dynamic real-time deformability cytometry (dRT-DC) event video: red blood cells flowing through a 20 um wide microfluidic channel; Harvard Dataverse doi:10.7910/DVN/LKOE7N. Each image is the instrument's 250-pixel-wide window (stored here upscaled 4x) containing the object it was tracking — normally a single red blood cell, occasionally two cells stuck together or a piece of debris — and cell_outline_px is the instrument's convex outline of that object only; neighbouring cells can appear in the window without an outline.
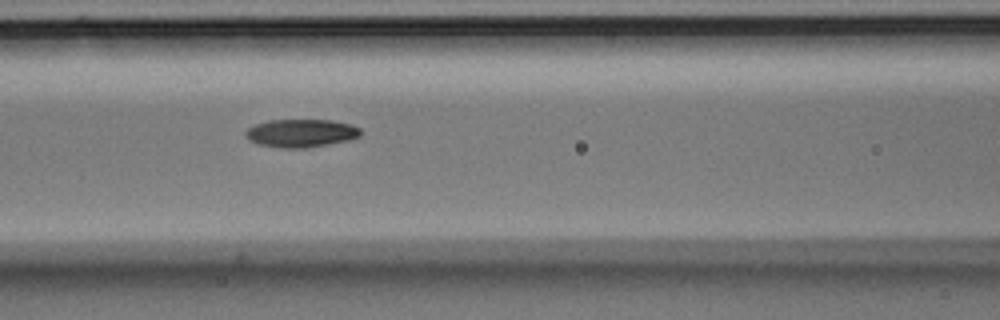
{"species": "Egyptian fruit bat (a non-hibernating species)", "species_latin": "Rousettus aegyptiacus", "temperature_condition": "room temperature", "stored_images_in_passage": 6, "camera_frame_rate_fps": 3000, "um_per_image_px": 0.085, "animal": {"sex": "male"}, "frame": {"image": 1, "passage_image": 6, "time_ms": 1.667, "image_size_px": [1000, 320], "cell_outline_px": [[360, 136], [348, 140], [308, 148], [280, 148], [260, 144], [248, 140], [244, 136], [244, 132], [248, 128], [256, 124], [268, 120], [332, 120], [352, 124], [360, 128]], "centroid_in_image_um": [25.57, 11.31], "position_along_channel_um": 141.0, "area_um2": 18.9}}